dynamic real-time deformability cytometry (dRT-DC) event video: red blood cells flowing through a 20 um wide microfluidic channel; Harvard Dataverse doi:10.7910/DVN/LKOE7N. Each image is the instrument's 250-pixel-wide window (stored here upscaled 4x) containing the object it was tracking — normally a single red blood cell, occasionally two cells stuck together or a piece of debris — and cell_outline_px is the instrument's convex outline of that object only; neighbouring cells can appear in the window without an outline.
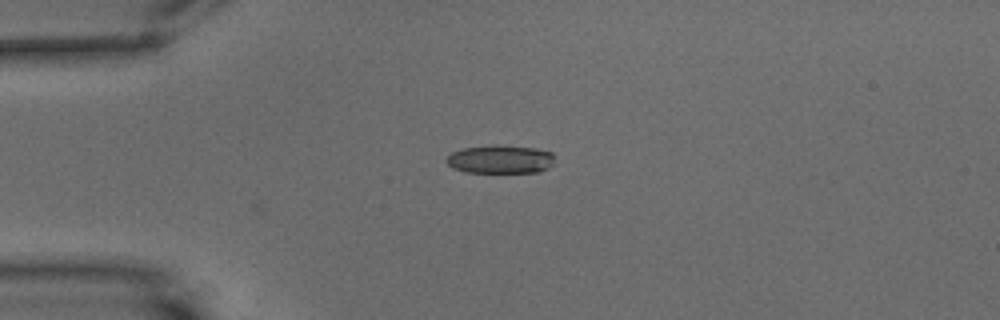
{"species": "common noctule bat (a hibernating species)", "species_latin": "Nyctalus noctula", "temperature_condition": "warm", "stored_images_in_passage": 34, "camera_frame_rate_fps": 3000, "um_per_image_px": 0.085, "animal": {"sex": "male", "body_mass_g": 15.6}, "frame": {"image": 1, "passage_image": 1, "time_ms": 0.0, "image_size_px": [1000, 320], "cell_outline_px": [[552, 164], [548, 168], [540, 172], [464, 172], [452, 168], [444, 160], [452, 152], [464, 148], [496, 144], [536, 148], [552, 152]], "centroid_in_image_um": [42.5, 13.53], "position_along_channel_um": 42.5, "area_um2": 17.98}}
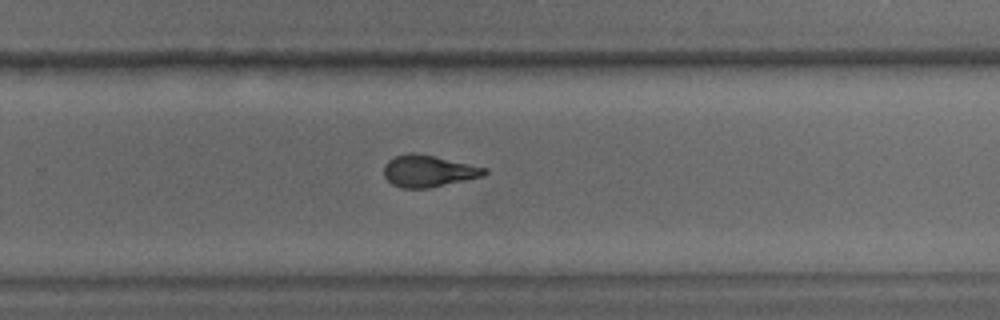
{"frame": {"image": 2, "passage_image": 25, "time_ms": 8.0, "image_size_px": [1000, 320], "cell_outline_px": [[488, 172], [484, 176], [428, 188], [400, 188], [392, 184], [384, 176], [384, 164], [388, 160], [396, 156], [408, 152], [412, 152], [432, 156], [488, 168]], "centroid_in_image_um": [36.39, 14.54], "position_along_channel_um": 293.4, "area_um2": 18.5}}
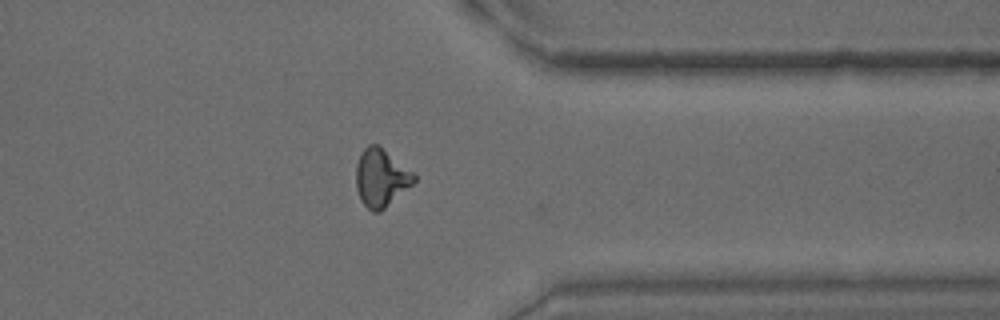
{"frame": {"image": 3, "passage_image": 33, "time_ms": 10.667, "image_size_px": [1000, 320], "cell_outline_px": [[416, 180], [412, 184], [380, 212], [372, 212], [360, 200], [356, 188], [356, 164], [360, 152], [368, 144], [376, 144], [412, 172], [416, 176]], "centroid_in_image_um": [32.34, 15.13], "position_along_channel_um": 379.1, "area_um2": 19.19}, "authors_computed_cell_mechanics": {"area_um2": 18.6694, "velocity_mm_per_s": 3.4425, "shape_relaxation_time_tau1_ms": 6.9709, "shape_relaxation_time_tau2_ms": 1.6921, "deformation_change_tau1": 0.2121, "deformation_change_tau2": 0.0935}}